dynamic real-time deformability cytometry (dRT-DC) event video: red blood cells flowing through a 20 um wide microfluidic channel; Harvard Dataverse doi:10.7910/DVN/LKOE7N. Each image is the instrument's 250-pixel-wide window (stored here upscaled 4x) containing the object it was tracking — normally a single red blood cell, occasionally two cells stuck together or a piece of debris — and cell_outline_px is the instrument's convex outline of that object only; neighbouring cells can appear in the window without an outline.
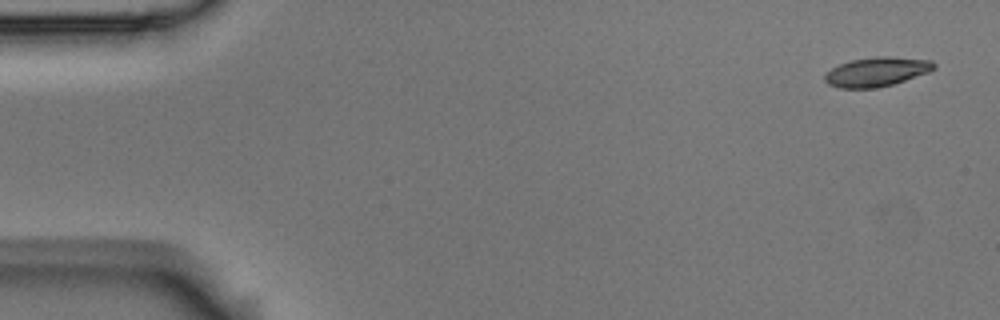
{"species": "Egyptian fruit bat (a non-hibernating species)", "species_latin": "Rousettus aegyptiacus", "temperature_condition": "room temperature", "stored_images_in_passage": 6, "segment_of_instrument_passage": [1, 2], "camera_frame_rate_fps": 3000, "um_per_image_px": 0.085, "animal": {"sex": "male"}, "frame": {"image": 1, "passage_image": 1, "time_ms": 0.0, "image_size_px": [1000, 320], "cell_outline_px": [[936, 68], [928, 72], [892, 84], [876, 88], [840, 88], [828, 84], [824, 80], [824, 76], [832, 68], [840, 64], [852, 60], [876, 56], [888, 56], [932, 60], [936, 64]], "centroid_in_image_um": [74.53, 6.09], "position_along_channel_um": 10.5, "area_um2": 18.5}}